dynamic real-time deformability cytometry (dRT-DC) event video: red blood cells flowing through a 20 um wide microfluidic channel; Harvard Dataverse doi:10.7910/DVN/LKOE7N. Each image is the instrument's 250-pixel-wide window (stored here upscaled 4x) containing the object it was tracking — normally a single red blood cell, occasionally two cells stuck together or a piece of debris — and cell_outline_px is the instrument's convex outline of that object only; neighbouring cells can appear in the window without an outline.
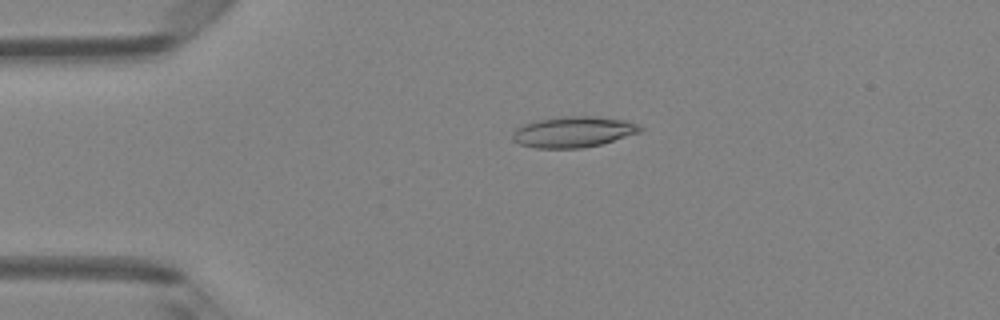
{"species": "Egyptian fruit bat (a non-hibernating species)", "species_latin": "Rousettus aegyptiacus", "temperature_condition": "room temperature", "stored_images_in_passage": 49, "camera_frame_rate_fps": 3000, "um_per_image_px": 0.085, "animal": {"sex": "female"}, "frame": {"image": 1, "passage_image": 11, "time_ms": 3.333, "image_size_px": [1000, 320], "cell_outline_px": [[644, 128], [640, 132], [600, 144], [580, 148], [536, 148], [520, 144], [512, 140], [512, 132], [516, 128], [524, 124], [536, 120], [560, 116], [596, 116], [624, 120], [636, 124]], "centroid_in_image_um": [48.69, 11.2], "position_along_channel_um": 36.3, "area_um2": 22.89}}
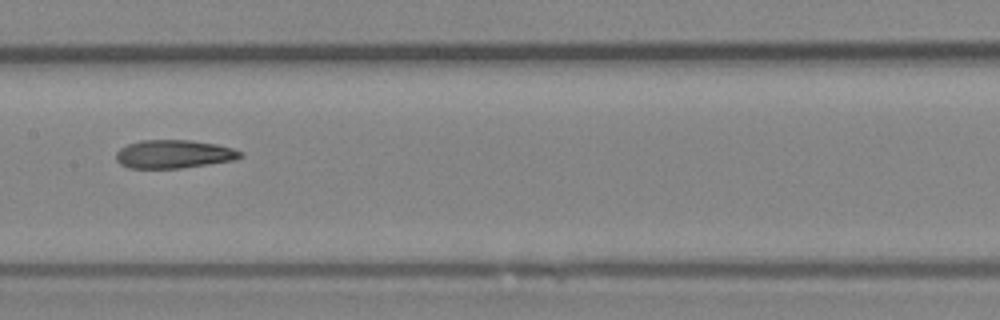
{"frame": {"image": 2, "passage_image": 25, "time_ms": 8.0, "image_size_px": [1000, 320], "cell_outline_px": [[244, 156], [236, 160], [180, 168], [128, 168], [120, 164], [116, 160], [116, 152], [120, 148], [128, 144], [140, 140], [192, 140], [216, 144], [232, 148], [240, 152]], "centroid_in_image_um": [14.76, 13.1], "position_along_channel_um": 192.6, "area_um2": 20.58}}
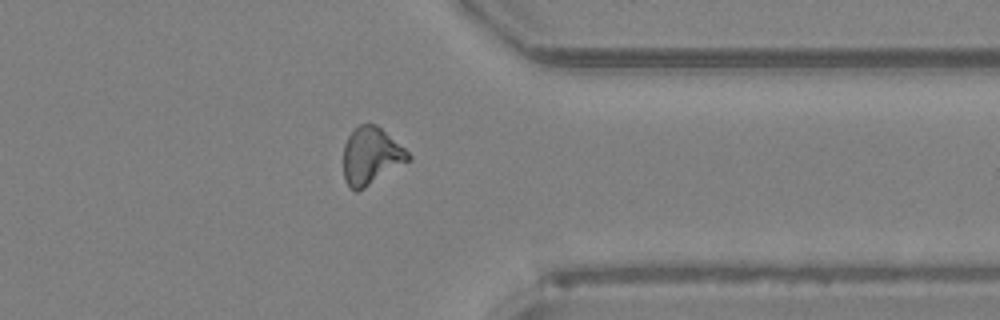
{"frame": {"image": 3, "passage_image": 39, "time_ms": 12.667, "image_size_px": [1000, 320], "cell_outline_px": [[412, 160], [364, 188], [356, 192], [348, 188], [344, 180], [344, 144], [348, 136], [360, 124], [376, 124], [404, 148], [412, 156]], "centroid_in_image_um": [31.54, 13.29], "position_along_channel_um": 379.9, "area_um2": 21.68}, "authors_computed_cell_mechanics": {"area_um2": 21.097, "velocity_mm_per_s": 4.1412, "shape_relaxation_time_tau1_ms": 9.397, "shape_relaxation_time_tau2_ms": 1.7653, "deformation_change_tau1": 0.2105, "deformation_change_tau2": 0.1012}}